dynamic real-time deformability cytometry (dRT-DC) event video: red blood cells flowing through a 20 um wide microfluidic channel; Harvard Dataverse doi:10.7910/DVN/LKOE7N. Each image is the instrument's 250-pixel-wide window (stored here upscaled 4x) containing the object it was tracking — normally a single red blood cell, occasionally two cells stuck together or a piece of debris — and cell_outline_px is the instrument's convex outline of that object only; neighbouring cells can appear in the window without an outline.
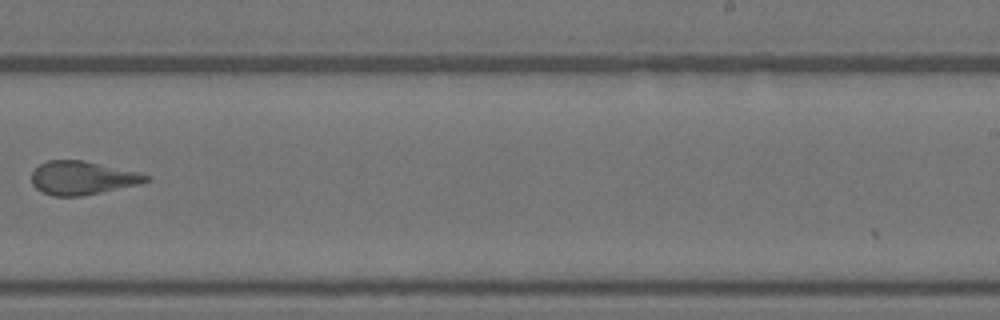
{"species": "Egyptian fruit bat (a non-hibernating species)", "species_latin": "Rousettus aegyptiacus", "temperature_condition": "warm", "stored_images_in_passage": 11, "camera_frame_rate_fps": 3000, "um_per_image_px": 0.085, "animal": {"sex": "female"}, "frame": {"image": 1, "passage_image": 11, "time_ms": 3.333, "image_size_px": [1000, 320], "cell_outline_px": [[152, 180], [136, 184], [100, 192], [80, 196], [52, 196], [40, 192], [32, 184], [32, 172], [40, 164], [48, 160], [84, 160], [140, 172], [152, 176]], "centroid_in_image_um": [7.0, 15.11], "position_along_channel_um": 282.0, "area_um2": 22.37}}